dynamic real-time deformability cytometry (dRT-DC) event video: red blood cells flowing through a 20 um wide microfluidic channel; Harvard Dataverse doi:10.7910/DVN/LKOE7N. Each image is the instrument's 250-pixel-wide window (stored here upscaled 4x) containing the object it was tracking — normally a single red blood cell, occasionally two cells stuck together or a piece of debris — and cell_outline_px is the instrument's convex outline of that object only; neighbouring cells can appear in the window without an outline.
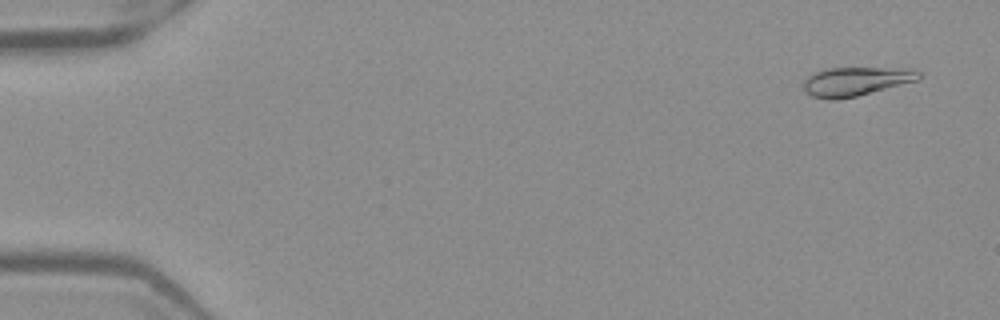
{"species": "Egyptian fruit bat (a non-hibernating species)", "species_latin": "Rousettus aegyptiacus", "temperature_condition": "warm", "stored_images_in_passage": 52, "camera_frame_rate_fps": 3000, "um_per_image_px": 0.085, "frame": {"image": 1, "passage_image": 3, "time_ms": 0.667, "image_size_px": [1000, 320], "cell_outline_px": [[920, 80], [856, 96], [836, 100], [828, 100], [812, 96], [804, 88], [804, 80], [808, 76], [824, 68], [912, 68], [920, 72]], "centroid_in_image_um": [72.78, 6.91], "position_along_channel_um": 12.2, "area_um2": 19.42}}
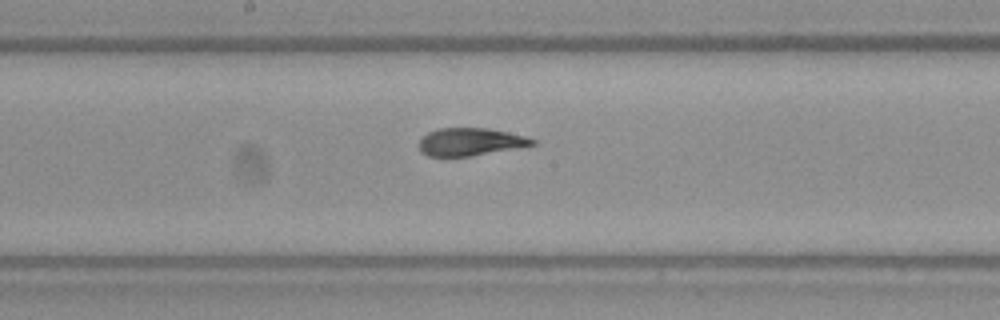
{"frame": {"image": 2, "passage_image": 28, "time_ms": 9.0, "image_size_px": [1000, 320], "cell_outline_px": [[536, 144], [472, 156], [428, 156], [420, 152], [420, 140], [428, 132], [436, 128], [488, 128], [508, 132], [524, 136], [536, 140]], "centroid_in_image_um": [39.96, 12.05], "position_along_channel_um": 208.2, "area_um2": 18.15}}
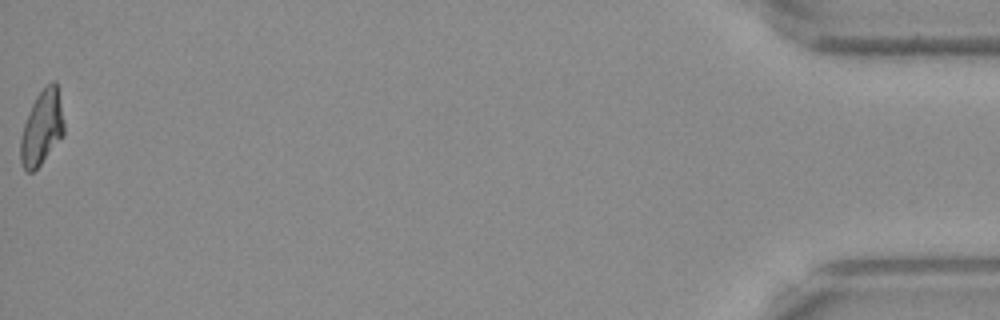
{"frame": {"image": 3, "passage_image": 52, "time_ms": 17.0, "image_size_px": [1000, 320], "cell_outline_px": [[64, 136], [40, 164], [32, 172], [28, 172], [24, 168], [20, 160], [20, 140], [24, 124], [32, 104], [36, 96], [52, 80], [56, 80], [64, 120]], "centroid_in_image_um": [3.57, 10.85], "position_along_channel_um": 431.6, "area_um2": 18.79}, "authors_computed_cell_mechanics": {"area_um2": 19.3052, "velocity_mm_per_s": 3.9767, "shape_relaxation_time_tau1_ms": 4.8024, "shape_relaxation_time_tau2_ms": 0.8573, "deformation_change_tau1": 0.1944, "deformation_change_tau2": 0.0657}}